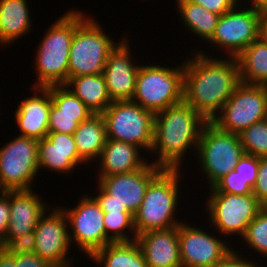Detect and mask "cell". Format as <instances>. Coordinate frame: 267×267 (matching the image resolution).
Returning <instances> with one entry per match:
<instances>
[{"label":"cell","mask_w":267,"mask_h":267,"mask_svg":"<svg viewBox=\"0 0 267 267\" xmlns=\"http://www.w3.org/2000/svg\"><path fill=\"white\" fill-rule=\"evenodd\" d=\"M190 56L184 61L183 101L212 122L241 83L238 61L212 57L202 50Z\"/></svg>","instance_id":"obj_1"},{"label":"cell","mask_w":267,"mask_h":267,"mask_svg":"<svg viewBox=\"0 0 267 267\" xmlns=\"http://www.w3.org/2000/svg\"><path fill=\"white\" fill-rule=\"evenodd\" d=\"M207 121L184 101L155 114L151 160L163 169H180L185 154L197 152L202 129ZM187 149H189L187 151ZM158 153V154H157ZM182 161V162H181Z\"/></svg>","instance_id":"obj_2"},{"label":"cell","mask_w":267,"mask_h":267,"mask_svg":"<svg viewBox=\"0 0 267 267\" xmlns=\"http://www.w3.org/2000/svg\"><path fill=\"white\" fill-rule=\"evenodd\" d=\"M85 18L83 11L71 9L50 25L34 54L37 81L32 87L67 83L71 42L77 26Z\"/></svg>","instance_id":"obj_3"},{"label":"cell","mask_w":267,"mask_h":267,"mask_svg":"<svg viewBox=\"0 0 267 267\" xmlns=\"http://www.w3.org/2000/svg\"><path fill=\"white\" fill-rule=\"evenodd\" d=\"M180 173L179 169H163L151 181L142 204L133 215L137 235L179 226L181 221L175 218V212L180 201Z\"/></svg>","instance_id":"obj_4"},{"label":"cell","mask_w":267,"mask_h":267,"mask_svg":"<svg viewBox=\"0 0 267 267\" xmlns=\"http://www.w3.org/2000/svg\"><path fill=\"white\" fill-rule=\"evenodd\" d=\"M184 61L174 67L142 65L131 101L154 114L183 102Z\"/></svg>","instance_id":"obj_5"},{"label":"cell","mask_w":267,"mask_h":267,"mask_svg":"<svg viewBox=\"0 0 267 267\" xmlns=\"http://www.w3.org/2000/svg\"><path fill=\"white\" fill-rule=\"evenodd\" d=\"M118 43L102 30L93 17H86L76 28L71 42L68 79L103 74L109 53Z\"/></svg>","instance_id":"obj_6"},{"label":"cell","mask_w":267,"mask_h":267,"mask_svg":"<svg viewBox=\"0 0 267 267\" xmlns=\"http://www.w3.org/2000/svg\"><path fill=\"white\" fill-rule=\"evenodd\" d=\"M197 158L205 180L211 188L219 179L235 170L239 159L245 154L240 136L220 130L207 122L201 132Z\"/></svg>","instance_id":"obj_7"},{"label":"cell","mask_w":267,"mask_h":267,"mask_svg":"<svg viewBox=\"0 0 267 267\" xmlns=\"http://www.w3.org/2000/svg\"><path fill=\"white\" fill-rule=\"evenodd\" d=\"M107 139L124 141L150 152L155 114L133 101H113L102 113Z\"/></svg>","instance_id":"obj_8"},{"label":"cell","mask_w":267,"mask_h":267,"mask_svg":"<svg viewBox=\"0 0 267 267\" xmlns=\"http://www.w3.org/2000/svg\"><path fill=\"white\" fill-rule=\"evenodd\" d=\"M38 144L39 140L17 135L0 148V191L33 189L31 183L40 173Z\"/></svg>","instance_id":"obj_9"},{"label":"cell","mask_w":267,"mask_h":267,"mask_svg":"<svg viewBox=\"0 0 267 267\" xmlns=\"http://www.w3.org/2000/svg\"><path fill=\"white\" fill-rule=\"evenodd\" d=\"M267 118V86L240 83L212 120L220 130L239 135Z\"/></svg>","instance_id":"obj_10"},{"label":"cell","mask_w":267,"mask_h":267,"mask_svg":"<svg viewBox=\"0 0 267 267\" xmlns=\"http://www.w3.org/2000/svg\"><path fill=\"white\" fill-rule=\"evenodd\" d=\"M206 210L209 223L218 234L226 236L244 235L249 223L258 215L264 205L253 195H238L224 192H209Z\"/></svg>","instance_id":"obj_11"},{"label":"cell","mask_w":267,"mask_h":267,"mask_svg":"<svg viewBox=\"0 0 267 267\" xmlns=\"http://www.w3.org/2000/svg\"><path fill=\"white\" fill-rule=\"evenodd\" d=\"M242 5L243 3L238 2L230 11L220 16L215 33L207 42L212 49L218 48L217 51L225 49L228 57L236 58L259 39L262 12L246 5L243 8Z\"/></svg>","instance_id":"obj_12"},{"label":"cell","mask_w":267,"mask_h":267,"mask_svg":"<svg viewBox=\"0 0 267 267\" xmlns=\"http://www.w3.org/2000/svg\"><path fill=\"white\" fill-rule=\"evenodd\" d=\"M87 194L83 193L84 196L80 197L74 208H60L66 215L68 227L71 228L68 229L71 244L76 243L78 250L90 257L112 241L105 233L104 212L90 193Z\"/></svg>","instance_id":"obj_13"},{"label":"cell","mask_w":267,"mask_h":267,"mask_svg":"<svg viewBox=\"0 0 267 267\" xmlns=\"http://www.w3.org/2000/svg\"><path fill=\"white\" fill-rule=\"evenodd\" d=\"M47 208L34 230L35 253L54 267H71L74 260L67 256L71 242L66 215L60 206Z\"/></svg>","instance_id":"obj_14"},{"label":"cell","mask_w":267,"mask_h":267,"mask_svg":"<svg viewBox=\"0 0 267 267\" xmlns=\"http://www.w3.org/2000/svg\"><path fill=\"white\" fill-rule=\"evenodd\" d=\"M187 223L182 221L178 226L182 267H213L232 250L228 242L220 239L222 236Z\"/></svg>","instance_id":"obj_15"},{"label":"cell","mask_w":267,"mask_h":267,"mask_svg":"<svg viewBox=\"0 0 267 267\" xmlns=\"http://www.w3.org/2000/svg\"><path fill=\"white\" fill-rule=\"evenodd\" d=\"M163 170L149 162L128 173L100 177L98 183L106 191V202H117L134 215L144 199L151 181Z\"/></svg>","instance_id":"obj_16"},{"label":"cell","mask_w":267,"mask_h":267,"mask_svg":"<svg viewBox=\"0 0 267 267\" xmlns=\"http://www.w3.org/2000/svg\"><path fill=\"white\" fill-rule=\"evenodd\" d=\"M130 41L123 38L109 53L103 69L107 91L111 101H131L135 93L138 63L131 61ZM130 50V51H129Z\"/></svg>","instance_id":"obj_17"},{"label":"cell","mask_w":267,"mask_h":267,"mask_svg":"<svg viewBox=\"0 0 267 267\" xmlns=\"http://www.w3.org/2000/svg\"><path fill=\"white\" fill-rule=\"evenodd\" d=\"M87 164L78 154L74 135L48 132L46 137L39 140L38 166L39 169L72 174L77 166Z\"/></svg>","instance_id":"obj_18"},{"label":"cell","mask_w":267,"mask_h":267,"mask_svg":"<svg viewBox=\"0 0 267 267\" xmlns=\"http://www.w3.org/2000/svg\"><path fill=\"white\" fill-rule=\"evenodd\" d=\"M136 241L147 267H182L178 226L146 231Z\"/></svg>","instance_id":"obj_19"},{"label":"cell","mask_w":267,"mask_h":267,"mask_svg":"<svg viewBox=\"0 0 267 267\" xmlns=\"http://www.w3.org/2000/svg\"><path fill=\"white\" fill-rule=\"evenodd\" d=\"M35 94L27 96L15 111V118L21 136L41 140L49 132V112L52 103L48 87H31ZM41 92V93H40Z\"/></svg>","instance_id":"obj_20"},{"label":"cell","mask_w":267,"mask_h":267,"mask_svg":"<svg viewBox=\"0 0 267 267\" xmlns=\"http://www.w3.org/2000/svg\"><path fill=\"white\" fill-rule=\"evenodd\" d=\"M48 203L34 190L9 191L10 218L6 238H14L35 230Z\"/></svg>","instance_id":"obj_21"},{"label":"cell","mask_w":267,"mask_h":267,"mask_svg":"<svg viewBox=\"0 0 267 267\" xmlns=\"http://www.w3.org/2000/svg\"><path fill=\"white\" fill-rule=\"evenodd\" d=\"M142 152L144 151L136 145L107 139L97 160L100 163L97 180L100 177L128 173L145 167L149 160L141 156Z\"/></svg>","instance_id":"obj_22"},{"label":"cell","mask_w":267,"mask_h":267,"mask_svg":"<svg viewBox=\"0 0 267 267\" xmlns=\"http://www.w3.org/2000/svg\"><path fill=\"white\" fill-rule=\"evenodd\" d=\"M27 4V0H0V41L3 46L31 33L33 24Z\"/></svg>","instance_id":"obj_23"},{"label":"cell","mask_w":267,"mask_h":267,"mask_svg":"<svg viewBox=\"0 0 267 267\" xmlns=\"http://www.w3.org/2000/svg\"><path fill=\"white\" fill-rule=\"evenodd\" d=\"M73 135L79 156L86 163H95L107 141L106 124L102 114H93L81 122Z\"/></svg>","instance_id":"obj_24"},{"label":"cell","mask_w":267,"mask_h":267,"mask_svg":"<svg viewBox=\"0 0 267 267\" xmlns=\"http://www.w3.org/2000/svg\"><path fill=\"white\" fill-rule=\"evenodd\" d=\"M65 86L94 114H102L112 103L103 74L72 77Z\"/></svg>","instance_id":"obj_25"},{"label":"cell","mask_w":267,"mask_h":267,"mask_svg":"<svg viewBox=\"0 0 267 267\" xmlns=\"http://www.w3.org/2000/svg\"><path fill=\"white\" fill-rule=\"evenodd\" d=\"M90 259L100 267H147L136 240L108 243L95 251Z\"/></svg>","instance_id":"obj_26"},{"label":"cell","mask_w":267,"mask_h":267,"mask_svg":"<svg viewBox=\"0 0 267 267\" xmlns=\"http://www.w3.org/2000/svg\"><path fill=\"white\" fill-rule=\"evenodd\" d=\"M240 81L245 84L267 85V44L260 38L237 57Z\"/></svg>","instance_id":"obj_27"},{"label":"cell","mask_w":267,"mask_h":267,"mask_svg":"<svg viewBox=\"0 0 267 267\" xmlns=\"http://www.w3.org/2000/svg\"><path fill=\"white\" fill-rule=\"evenodd\" d=\"M177 10L184 27H187L193 36L208 42L215 33L218 20L221 15L210 12L203 6L187 1L176 0Z\"/></svg>","instance_id":"obj_28"},{"label":"cell","mask_w":267,"mask_h":267,"mask_svg":"<svg viewBox=\"0 0 267 267\" xmlns=\"http://www.w3.org/2000/svg\"><path fill=\"white\" fill-rule=\"evenodd\" d=\"M52 103L56 114L78 116V123L84 122L94 113L65 85L49 86Z\"/></svg>","instance_id":"obj_29"},{"label":"cell","mask_w":267,"mask_h":267,"mask_svg":"<svg viewBox=\"0 0 267 267\" xmlns=\"http://www.w3.org/2000/svg\"><path fill=\"white\" fill-rule=\"evenodd\" d=\"M103 223L106 236L112 242H130L137 238L132 213H104Z\"/></svg>","instance_id":"obj_30"},{"label":"cell","mask_w":267,"mask_h":267,"mask_svg":"<svg viewBox=\"0 0 267 267\" xmlns=\"http://www.w3.org/2000/svg\"><path fill=\"white\" fill-rule=\"evenodd\" d=\"M239 136L245 154L267 156V118L249 126Z\"/></svg>","instance_id":"obj_31"},{"label":"cell","mask_w":267,"mask_h":267,"mask_svg":"<svg viewBox=\"0 0 267 267\" xmlns=\"http://www.w3.org/2000/svg\"><path fill=\"white\" fill-rule=\"evenodd\" d=\"M242 239L250 249L267 258V206L249 223Z\"/></svg>","instance_id":"obj_32"},{"label":"cell","mask_w":267,"mask_h":267,"mask_svg":"<svg viewBox=\"0 0 267 267\" xmlns=\"http://www.w3.org/2000/svg\"><path fill=\"white\" fill-rule=\"evenodd\" d=\"M252 189L253 188L247 183V180L243 179L236 170H233L219 179L209 188V191L248 195L252 194Z\"/></svg>","instance_id":"obj_33"},{"label":"cell","mask_w":267,"mask_h":267,"mask_svg":"<svg viewBox=\"0 0 267 267\" xmlns=\"http://www.w3.org/2000/svg\"><path fill=\"white\" fill-rule=\"evenodd\" d=\"M1 249L13 257L35 252L34 231L14 238H6Z\"/></svg>","instance_id":"obj_34"},{"label":"cell","mask_w":267,"mask_h":267,"mask_svg":"<svg viewBox=\"0 0 267 267\" xmlns=\"http://www.w3.org/2000/svg\"><path fill=\"white\" fill-rule=\"evenodd\" d=\"M78 125V116L56 114V106L51 103L48 122L49 132L73 135Z\"/></svg>","instance_id":"obj_35"},{"label":"cell","mask_w":267,"mask_h":267,"mask_svg":"<svg viewBox=\"0 0 267 267\" xmlns=\"http://www.w3.org/2000/svg\"><path fill=\"white\" fill-rule=\"evenodd\" d=\"M258 167L259 157L244 154L235 166V170L253 188L258 175Z\"/></svg>","instance_id":"obj_36"},{"label":"cell","mask_w":267,"mask_h":267,"mask_svg":"<svg viewBox=\"0 0 267 267\" xmlns=\"http://www.w3.org/2000/svg\"><path fill=\"white\" fill-rule=\"evenodd\" d=\"M252 194L267 206V156L259 157L258 175Z\"/></svg>","instance_id":"obj_37"},{"label":"cell","mask_w":267,"mask_h":267,"mask_svg":"<svg viewBox=\"0 0 267 267\" xmlns=\"http://www.w3.org/2000/svg\"><path fill=\"white\" fill-rule=\"evenodd\" d=\"M10 218L9 191H0V246L6 240Z\"/></svg>","instance_id":"obj_38"},{"label":"cell","mask_w":267,"mask_h":267,"mask_svg":"<svg viewBox=\"0 0 267 267\" xmlns=\"http://www.w3.org/2000/svg\"><path fill=\"white\" fill-rule=\"evenodd\" d=\"M199 4L217 15L230 11L241 0H187Z\"/></svg>","instance_id":"obj_39"},{"label":"cell","mask_w":267,"mask_h":267,"mask_svg":"<svg viewBox=\"0 0 267 267\" xmlns=\"http://www.w3.org/2000/svg\"><path fill=\"white\" fill-rule=\"evenodd\" d=\"M239 251L232 249L222 260L213 267H259L258 263H253L251 259L244 257ZM247 258V259H246Z\"/></svg>","instance_id":"obj_40"},{"label":"cell","mask_w":267,"mask_h":267,"mask_svg":"<svg viewBox=\"0 0 267 267\" xmlns=\"http://www.w3.org/2000/svg\"><path fill=\"white\" fill-rule=\"evenodd\" d=\"M96 192V196H91L96 200L104 213H131L124 205H120L117 202H106V191L99 184Z\"/></svg>","instance_id":"obj_41"},{"label":"cell","mask_w":267,"mask_h":267,"mask_svg":"<svg viewBox=\"0 0 267 267\" xmlns=\"http://www.w3.org/2000/svg\"><path fill=\"white\" fill-rule=\"evenodd\" d=\"M16 267H54L35 252L14 257Z\"/></svg>","instance_id":"obj_42"},{"label":"cell","mask_w":267,"mask_h":267,"mask_svg":"<svg viewBox=\"0 0 267 267\" xmlns=\"http://www.w3.org/2000/svg\"><path fill=\"white\" fill-rule=\"evenodd\" d=\"M0 267H16L14 257L7 254L1 248H0Z\"/></svg>","instance_id":"obj_43"},{"label":"cell","mask_w":267,"mask_h":267,"mask_svg":"<svg viewBox=\"0 0 267 267\" xmlns=\"http://www.w3.org/2000/svg\"><path fill=\"white\" fill-rule=\"evenodd\" d=\"M259 38L267 44V10L262 12Z\"/></svg>","instance_id":"obj_44"},{"label":"cell","mask_w":267,"mask_h":267,"mask_svg":"<svg viewBox=\"0 0 267 267\" xmlns=\"http://www.w3.org/2000/svg\"><path fill=\"white\" fill-rule=\"evenodd\" d=\"M249 3L250 7L254 8L255 10H259L261 12L267 10V0H250ZM252 3V4H251Z\"/></svg>","instance_id":"obj_45"}]
</instances>
